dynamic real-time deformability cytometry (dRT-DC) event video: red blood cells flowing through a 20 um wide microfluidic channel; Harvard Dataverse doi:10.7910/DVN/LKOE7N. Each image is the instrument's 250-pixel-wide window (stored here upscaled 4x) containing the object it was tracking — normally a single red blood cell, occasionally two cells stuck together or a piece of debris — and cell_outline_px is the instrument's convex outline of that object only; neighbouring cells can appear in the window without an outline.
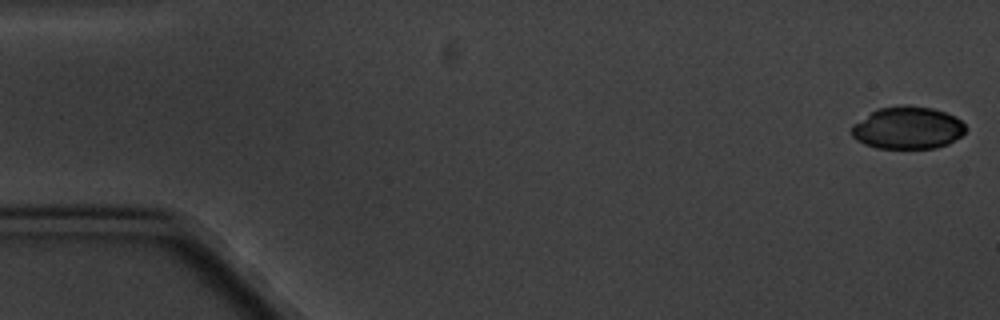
{"species": "common noctule bat (a hibernating species)", "species_latin": "Nyctalus noctula", "temperature_condition": "cold", "stored_images_in_passage": 5, "camera_frame_rate_fps": 3000, "um_per_image_px": 0.085, "animal": {"sex": "male", "body_mass_g": 20.1, "forearm_length_mm": 53.5}, "frame": {"image": 1, "passage_image": 1, "time_ms": 0.0, "image_size_px": [1000, 320], "cell_outline_px": [[968, 128], [960, 136], [948, 144], [936, 148], [876, 148], [864, 144], [856, 140], [852, 136], [852, 124], [872, 112], [880, 108], [904, 104], [932, 108], [956, 116]], "centroid_in_image_um": [77.16, 10.87], "position_along_channel_um": 7.8, "area_um2": 28.21}}